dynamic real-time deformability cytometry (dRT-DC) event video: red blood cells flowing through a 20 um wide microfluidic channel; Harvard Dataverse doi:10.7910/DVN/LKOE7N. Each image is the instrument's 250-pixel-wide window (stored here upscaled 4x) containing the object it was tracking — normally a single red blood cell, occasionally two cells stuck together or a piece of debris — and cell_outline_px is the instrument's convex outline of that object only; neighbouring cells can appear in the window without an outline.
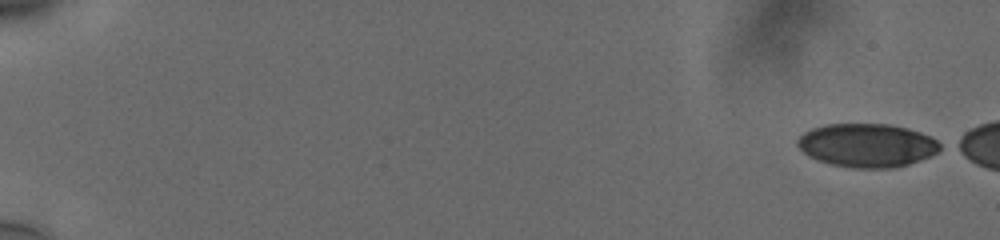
{"species": "human", "species_latin": "Homo sapiens", "temperature_condition": "cold", "stored_images_in_passage": 9, "camera_frame_rate_fps": 3000, "um_per_image_px": 0.085, "donor": {"sex": "male"}, "frame": {"image": 1, "passage_image": 1, "time_ms": 0.0, "image_size_px": [1000, 240], "cell_outline_px": [[944, 148], [920, 160], [908, 164], [892, 168], [852, 168], [832, 164], [816, 160], [808, 156], [796, 144], [796, 140], [804, 132], [812, 128], [824, 124], [888, 124], [908, 128], [920, 132], [944, 144]], "centroid_in_image_um": [73.69, 12.35], "position_along_channel_um": 11.3, "area_um2": 36.3}}